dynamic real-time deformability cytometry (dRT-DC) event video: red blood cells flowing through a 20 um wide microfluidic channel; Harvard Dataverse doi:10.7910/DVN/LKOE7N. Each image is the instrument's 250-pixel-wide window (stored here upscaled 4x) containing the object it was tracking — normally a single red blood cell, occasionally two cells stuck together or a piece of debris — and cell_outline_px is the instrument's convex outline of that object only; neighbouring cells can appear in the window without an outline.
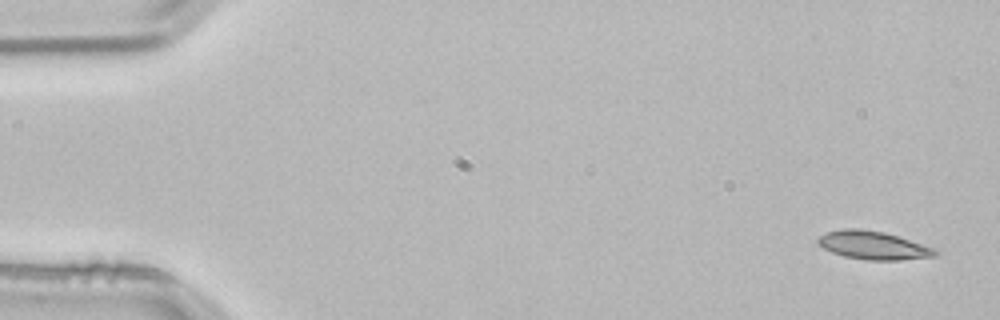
{"species": "common noctule bat (a hibernating species)", "species_latin": "Nyctalus noctula", "temperature_condition": "room temperature", "stored_images_in_passage": 8, "camera_frame_rate_fps": 3000, "um_per_image_px": 0.085, "animal": {"sex": "male", "body_mass_g": 21.5, "forearm_length_mm": 52.0}, "frame": {"image": 1, "passage_image": 1, "time_ms": 0.0, "image_size_px": [1000, 320], "cell_outline_px": [[940, 252], [936, 256], [900, 260], [868, 260], [844, 256], [832, 252], [824, 248], [816, 240], [820, 236], [828, 232], [844, 228], [860, 228], [884, 232], [932, 248]], "centroid_in_image_um": [74.2, 20.85], "position_along_channel_um": 10.8, "area_um2": 18.96}}
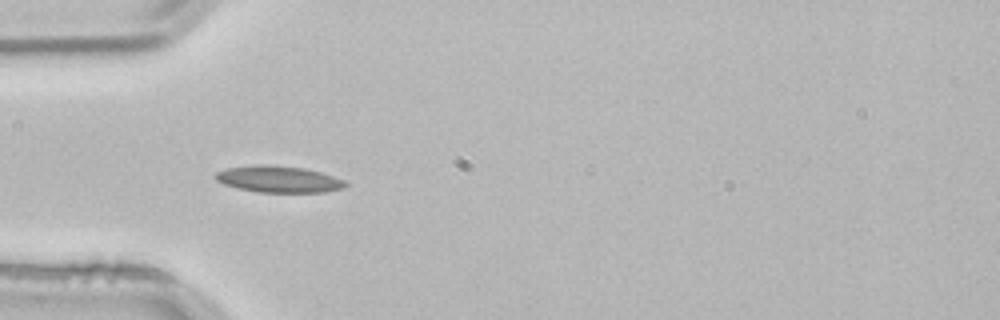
{"frame": {"image": 2, "passage_image": 4, "time_ms": 1.0, "image_size_px": [1000, 320], "cell_outline_px": [[348, 184], [344, 188], [324, 192], [256, 192], [224, 184], [216, 180], [212, 176], [216, 172], [228, 168], [256, 164], [272, 164], [304, 168], [320, 172], [344, 180]], "centroid_in_image_um": [23.67, 15.22], "position_along_channel_um": 61.3, "area_um2": 20.17}}